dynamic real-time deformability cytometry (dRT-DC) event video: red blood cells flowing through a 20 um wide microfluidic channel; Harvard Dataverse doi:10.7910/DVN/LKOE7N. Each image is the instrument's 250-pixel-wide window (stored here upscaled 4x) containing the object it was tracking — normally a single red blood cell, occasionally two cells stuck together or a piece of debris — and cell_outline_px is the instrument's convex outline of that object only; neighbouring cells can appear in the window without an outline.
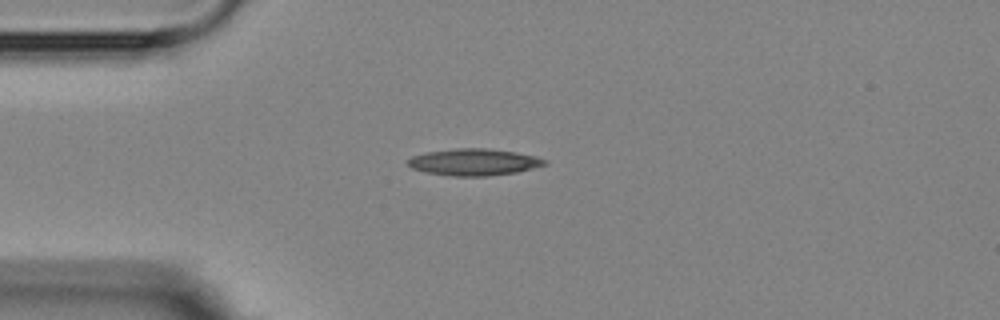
{"species": "Egyptian fruit bat (a non-hibernating species)", "species_latin": "Rousettus aegyptiacus", "temperature_condition": "room temperature", "stored_images_in_passage": 1, "camera_frame_rate_fps": 3000, "um_per_image_px": 0.085, "animal": {"sex": "female"}, "frame": {"image": 1, "passage_image": 1, "time_ms": 0.0, "image_size_px": [1000, 320], "cell_outline_px": [[548, 164], [516, 172], [488, 176], [452, 176], [424, 172], [412, 168], [404, 160], [412, 156], [424, 152], [456, 148], [488, 148], [516, 152], [536, 156], [548, 160]], "centroid_in_image_um": [40.26, 13.77], "position_along_channel_um": 44.7, "area_um2": 21.56}}